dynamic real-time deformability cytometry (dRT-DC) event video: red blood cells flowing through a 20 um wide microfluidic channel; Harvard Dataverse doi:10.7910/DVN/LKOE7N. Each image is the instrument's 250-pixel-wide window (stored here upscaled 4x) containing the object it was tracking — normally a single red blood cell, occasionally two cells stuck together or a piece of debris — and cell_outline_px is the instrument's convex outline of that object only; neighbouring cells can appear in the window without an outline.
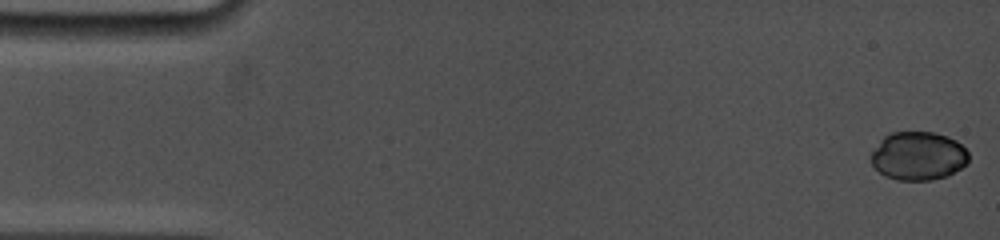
{"species": "common noctule bat (a hibernating species)", "species_latin": "Nyctalus noctula", "temperature_condition": "cold", "stored_images_in_passage": 59, "camera_frame_rate_fps": 5000, "um_per_image_px": 0.085, "animal": {"sex": "female", "body_mass_g": 19.0, "forearm_length_mm": 53.3}, "frame": {"image": 1, "passage_image": 1, "time_ms": 0.0, "image_size_px": [1000, 240], "cell_outline_px": [[968, 164], [948, 176], [932, 180], [896, 180], [884, 176], [872, 164], [872, 152], [880, 140], [888, 132], [936, 132], [948, 136], [956, 140], [968, 152]], "centroid_in_image_um": [78.07, 13.25], "position_along_channel_um": 6.9, "area_um2": 27.8}}
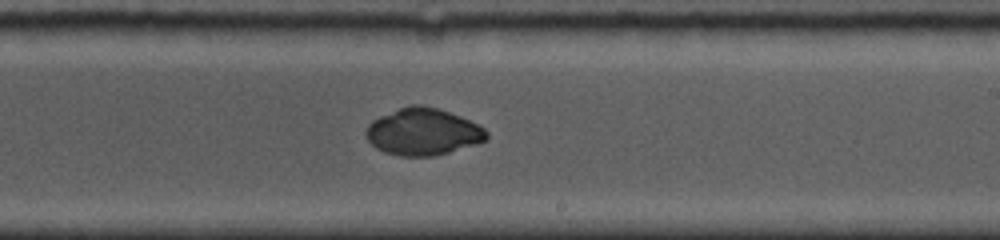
{"frame": {"image": 2, "passage_image": 40, "time_ms": 10.0, "image_size_px": [1000, 240], "cell_outline_px": [[488, 140], [476, 144], [448, 152], [432, 156], [400, 156], [384, 152], [376, 148], [368, 140], [364, 132], [368, 124], [372, 120], [380, 116], [400, 108], [412, 104], [420, 104], [436, 108], [460, 116], [484, 128], [488, 132]], "centroid_in_image_um": [35.94, 11.21], "position_along_channel_um": 253.1, "area_um2": 32.83}}
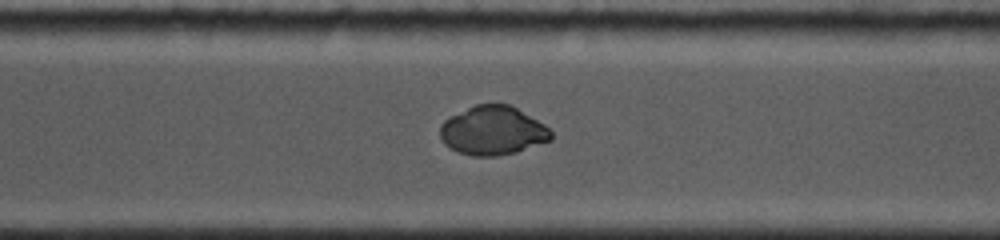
{"frame": {"image": 3, "passage_image": 48, "time_ms": 12.0, "image_size_px": [1000, 240], "cell_outline_px": [[552, 140], [516, 152], [496, 156], [472, 156], [460, 152], [444, 144], [440, 136], [440, 124], [444, 120], [476, 104], [508, 104], [516, 108], [544, 124], [552, 132]], "centroid_in_image_um": [41.89, 11.11], "position_along_channel_um": 328.7, "area_um2": 31.33}}